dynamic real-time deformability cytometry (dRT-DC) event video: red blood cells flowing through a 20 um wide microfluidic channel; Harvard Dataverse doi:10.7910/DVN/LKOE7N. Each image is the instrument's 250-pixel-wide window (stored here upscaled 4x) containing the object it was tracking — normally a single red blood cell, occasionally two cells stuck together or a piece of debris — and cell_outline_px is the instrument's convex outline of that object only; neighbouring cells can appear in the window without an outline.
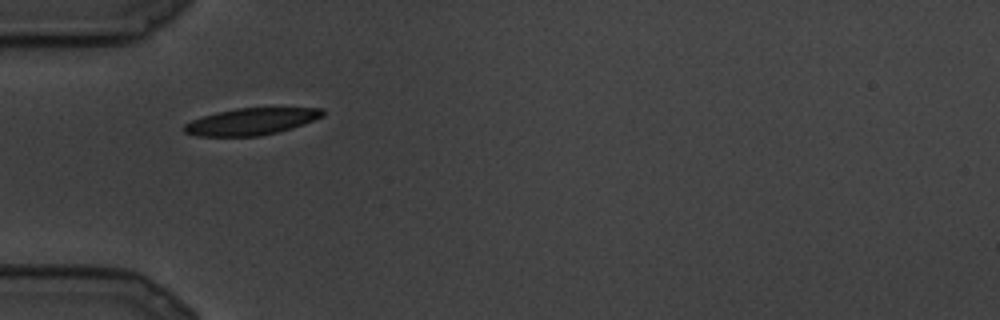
{"species": "common noctule bat (a hibernating species)", "species_latin": "Nyctalus noctula", "temperature_condition": "cold", "stored_images_in_passage": 9, "camera_frame_rate_fps": 3000, "um_per_image_px": 0.085, "animal": {"sex": "male", "body_mass_g": 19.5, "forearm_length_mm": 54.6}, "frame": {"image": 1, "passage_image": 1, "time_ms": 0.0, "image_size_px": [1000, 320], "cell_outline_px": [[324, 116], [304, 124], [292, 128], [260, 136], [196, 136], [184, 132], [184, 124], [192, 120], [216, 112], [236, 108], [324, 108]], "centroid_in_image_um": [21.36, 10.33], "position_along_channel_um": 63.6, "area_um2": 21.56}}
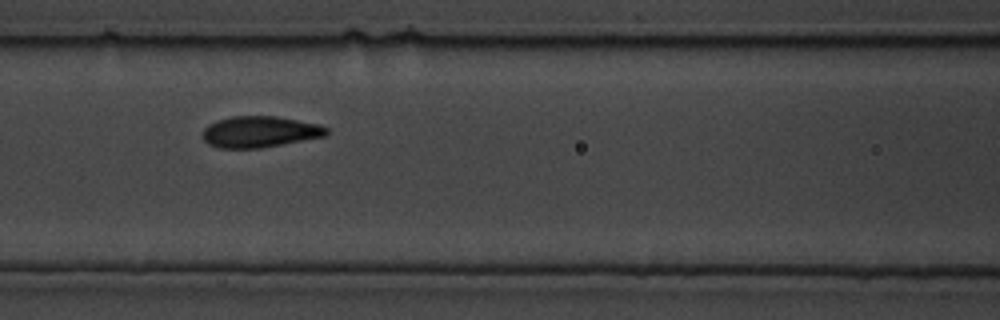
{"frame": {"image": 2, "passage_image": 4, "time_ms": 1.0, "image_size_px": [1000, 320], "cell_outline_px": [[328, 136], [260, 148], [220, 148], [208, 144], [204, 140], [204, 128], [208, 124], [216, 120], [232, 116], [276, 116], [320, 124], [328, 128]], "centroid_in_image_um": [22.11, 11.2], "position_along_channel_um": 144.5, "area_um2": 22.66}}
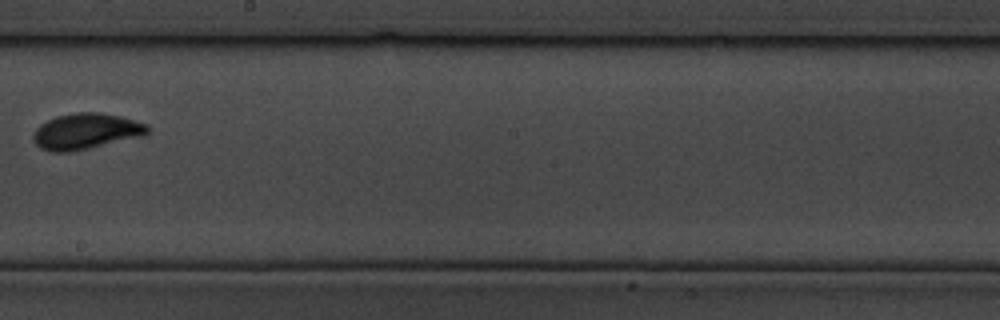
{"frame": {"image": 3, "passage_image": 8, "time_ms": 2.333, "image_size_px": [1000, 320], "cell_outline_px": [[148, 132], [144, 136], [88, 148], [68, 152], [52, 152], [40, 148], [32, 140], [32, 136], [36, 128], [40, 124], [56, 116], [76, 112], [100, 112], [120, 116], [148, 124]], "centroid_in_image_um": [7.29, 11.16], "position_along_channel_um": 240.9, "area_um2": 23.93}}